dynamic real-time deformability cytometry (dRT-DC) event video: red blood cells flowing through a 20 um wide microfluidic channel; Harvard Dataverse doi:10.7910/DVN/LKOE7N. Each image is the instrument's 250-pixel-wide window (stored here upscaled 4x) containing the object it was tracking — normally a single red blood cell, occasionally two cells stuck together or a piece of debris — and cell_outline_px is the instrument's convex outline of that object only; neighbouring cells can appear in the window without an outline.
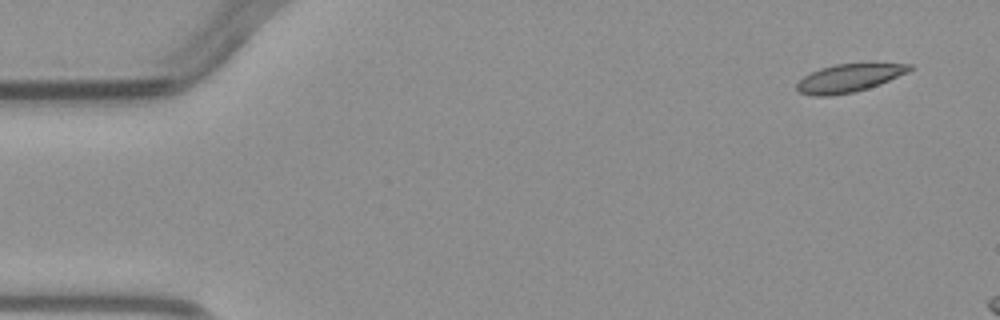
{"species": "common noctule bat (a hibernating species)", "species_latin": "Nyctalus noctula", "temperature_condition": "warm", "stored_images_in_passage": 3, "camera_frame_rate_fps": 3000, "um_per_image_px": 0.085, "animal": {"sex": "male", "body_mass_g": 23.1, "forearm_length_mm": 52.7}, "frame": {"image": 1, "passage_image": 1, "time_ms": 0.0, "image_size_px": [1000, 320], "cell_outline_px": [[912, 68], [908, 72], [880, 84], [868, 88], [852, 92], [832, 96], [812, 96], [800, 92], [796, 88], [796, 84], [804, 76], [820, 68], [836, 64], [872, 60], [912, 64]], "centroid_in_image_um": [72.25, 6.57], "position_along_channel_um": 12.7, "area_um2": 19.25}}